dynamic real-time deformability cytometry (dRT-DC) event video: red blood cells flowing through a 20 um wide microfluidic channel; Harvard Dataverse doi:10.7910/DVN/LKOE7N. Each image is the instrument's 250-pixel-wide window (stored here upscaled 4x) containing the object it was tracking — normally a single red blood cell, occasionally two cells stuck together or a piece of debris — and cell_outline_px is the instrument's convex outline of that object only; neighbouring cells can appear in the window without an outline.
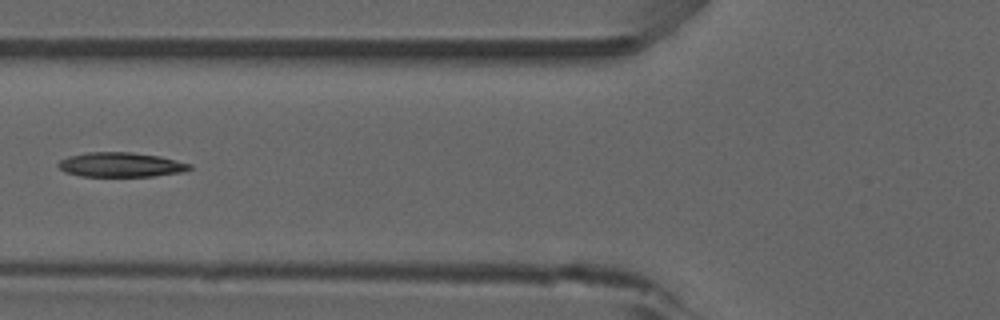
{"species": "common noctule bat (a hibernating species)", "species_latin": "Nyctalus noctula", "temperature_condition": "room temperature", "stored_images_in_passage": 7, "camera_frame_rate_fps": 3000, "um_per_image_px": 0.085, "animal": {"sex": "male", "forearm_length_mm": 52.5}, "frame": {"image": 1, "passage_image": 6, "time_ms": 6.0, "image_size_px": [1000, 320], "cell_outline_px": [[192, 168], [184, 172], [152, 176], [80, 176], [64, 172], [56, 164], [60, 160], [68, 156], [88, 152], [132, 152], [160, 156], [192, 164]], "centroid_in_image_um": [10.27, 14.0], "position_along_channel_um": 115.5, "area_um2": 18.9}}
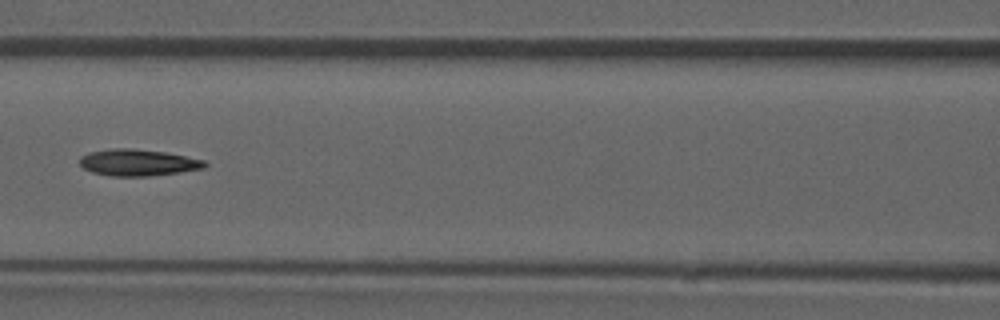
{"frame": {"image": 2, "passage_image": 7, "time_ms": 7.0, "image_size_px": [1000, 320], "cell_outline_px": [[208, 164], [204, 168], [180, 172], [148, 176], [112, 176], [92, 172], [84, 168], [80, 164], [80, 156], [88, 152], [112, 148], [132, 148], [164, 152], [204, 160]], "centroid_in_image_um": [11.7, 13.81], "position_along_channel_um": 154.9, "area_um2": 19.31}}